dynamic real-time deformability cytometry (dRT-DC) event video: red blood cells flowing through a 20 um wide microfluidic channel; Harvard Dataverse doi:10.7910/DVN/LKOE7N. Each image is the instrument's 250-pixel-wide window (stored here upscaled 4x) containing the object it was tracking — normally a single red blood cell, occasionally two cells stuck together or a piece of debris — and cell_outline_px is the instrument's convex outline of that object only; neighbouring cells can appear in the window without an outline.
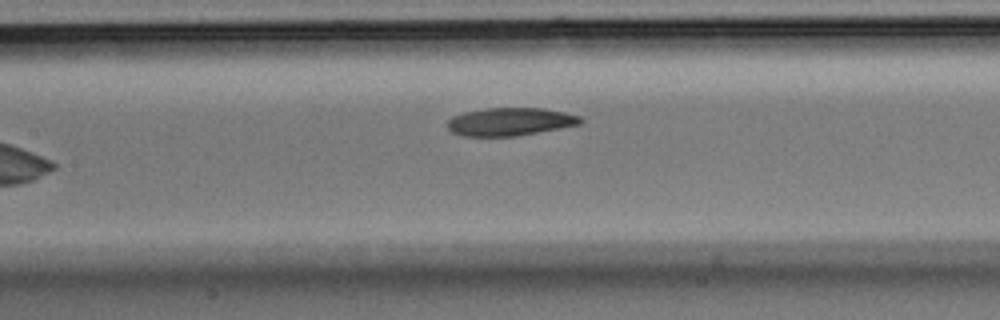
{"species": "Egyptian fruit bat (a non-hibernating species)", "species_latin": "Rousettus aegyptiacus", "temperature_condition": "room temperature", "stored_images_in_passage": 7, "camera_frame_rate_fps": 3000, "um_per_image_px": 0.085, "animal": {"sex": "male"}, "frame": {"image": 1, "passage_image": 7, "time_ms": 2.0, "image_size_px": [1000, 320], "cell_outline_px": [[584, 120], [580, 124], [560, 128], [516, 136], [460, 136], [452, 132], [448, 128], [448, 120], [452, 116], [464, 112], [484, 108], [544, 108], [564, 112], [580, 116]], "centroid_in_image_um": [43.34, 10.34], "position_along_channel_um": 164.1, "area_um2": 21.73}}